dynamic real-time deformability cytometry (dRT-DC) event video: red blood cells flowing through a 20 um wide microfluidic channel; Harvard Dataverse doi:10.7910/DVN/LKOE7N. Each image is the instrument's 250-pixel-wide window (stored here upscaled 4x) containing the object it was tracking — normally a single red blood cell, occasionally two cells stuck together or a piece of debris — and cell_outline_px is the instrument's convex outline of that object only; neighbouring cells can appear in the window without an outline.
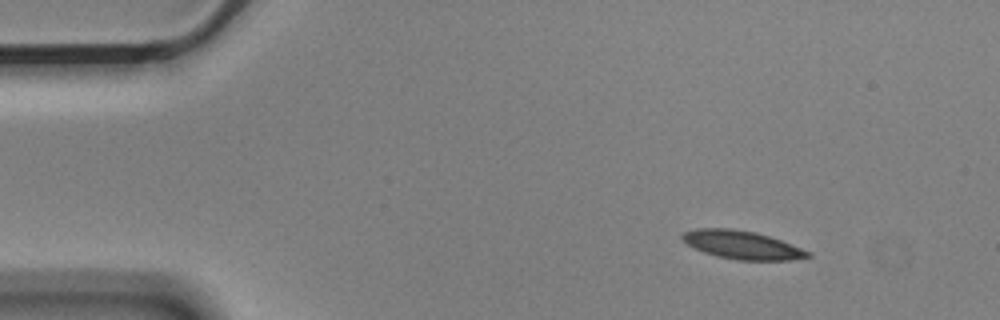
{"species": "Egyptian fruit bat (a non-hibernating species)", "species_latin": "Rousettus aegyptiacus", "temperature_condition": "cold", "stored_images_in_passage": 9, "camera_frame_rate_fps": 3000, "um_per_image_px": 0.085, "animal": {"sex": "male"}, "frame": {"image": 1, "passage_image": 1, "time_ms": 0.0, "image_size_px": [1000, 320], "cell_outline_px": [[812, 256], [792, 260], [736, 260], [716, 256], [704, 252], [688, 244], [680, 236], [684, 232], [696, 228], [732, 228], [756, 232], [792, 244], [812, 252]], "centroid_in_image_um": [63.11, 20.82], "position_along_channel_um": 21.9, "area_um2": 20.69}}
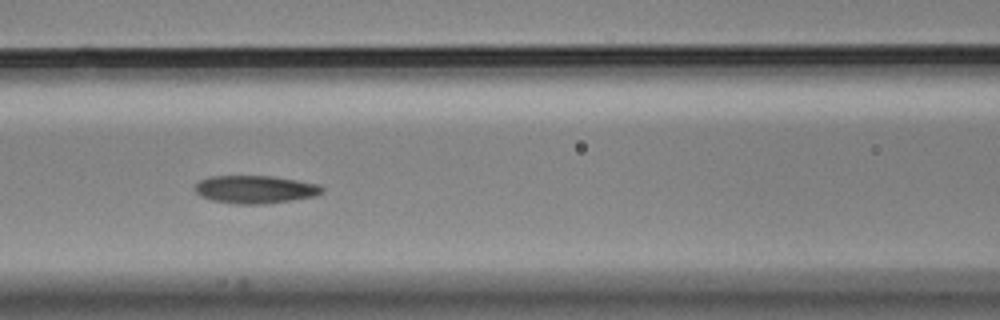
{"frame": {"image": 2, "passage_image": 6, "time_ms": 1.667, "image_size_px": [1000, 320], "cell_outline_px": [[324, 192], [316, 196], [292, 200], [264, 204], [236, 204], [212, 200], [200, 196], [196, 192], [196, 184], [200, 180], [208, 176], [272, 176], [296, 180], [316, 184], [324, 188]], "centroid_in_image_um": [21.69, 16.1], "position_along_channel_um": 144.9, "area_um2": 20.63}}
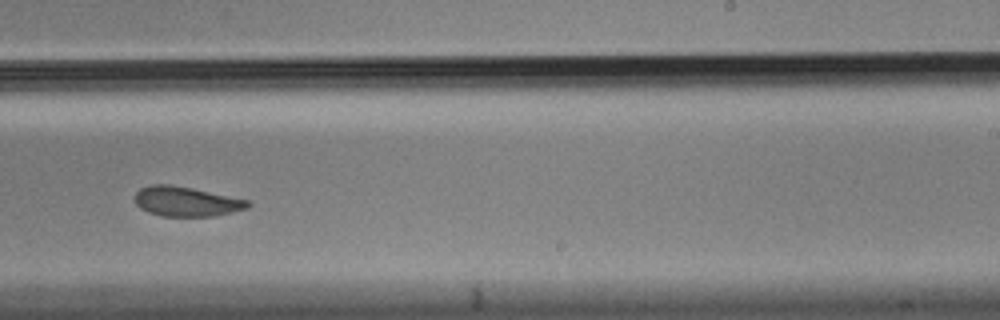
{"frame": {"image": 3, "passage_image": 9, "time_ms": 2.667, "image_size_px": [1000, 320], "cell_outline_px": [[252, 204], [248, 208], [232, 212], [212, 216], [160, 216], [148, 212], [140, 208], [136, 204], [136, 192], [140, 188], [152, 184], [172, 184], [252, 200]], "centroid_in_image_um": [15.87, 17.12], "position_along_channel_um": 273.1, "area_um2": 19.77}}